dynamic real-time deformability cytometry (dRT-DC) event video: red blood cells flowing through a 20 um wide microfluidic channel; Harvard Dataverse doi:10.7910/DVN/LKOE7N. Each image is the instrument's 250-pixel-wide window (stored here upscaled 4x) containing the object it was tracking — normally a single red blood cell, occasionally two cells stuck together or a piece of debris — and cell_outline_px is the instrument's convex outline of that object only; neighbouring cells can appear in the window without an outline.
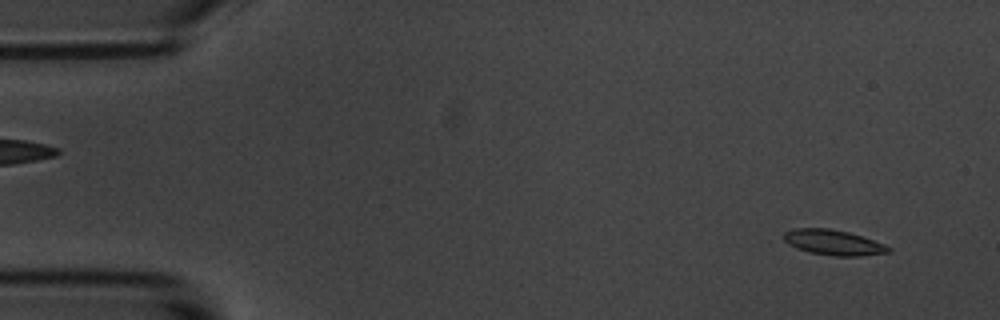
{"species": "common noctule bat (a hibernating species)", "species_latin": "Nyctalus noctula", "temperature_condition": "room temperature", "stored_images_in_passage": 4, "camera_frame_rate_fps": 3000, "um_per_image_px": 0.085, "animal": {"sex": "male", "body_mass_g": 20.1, "forearm_length_mm": 53.5}, "frame": {"image": 1, "passage_image": 1, "time_ms": 0.0, "image_size_px": [1000, 320], "cell_outline_px": [[892, 252], [860, 256], [832, 256], [808, 252], [796, 248], [788, 244], [784, 240], [784, 232], [796, 228], [828, 228], [848, 232], [884, 244], [892, 248]], "centroid_in_image_um": [70.83, 20.62], "position_along_channel_um": 14.2, "area_um2": 15.43}}
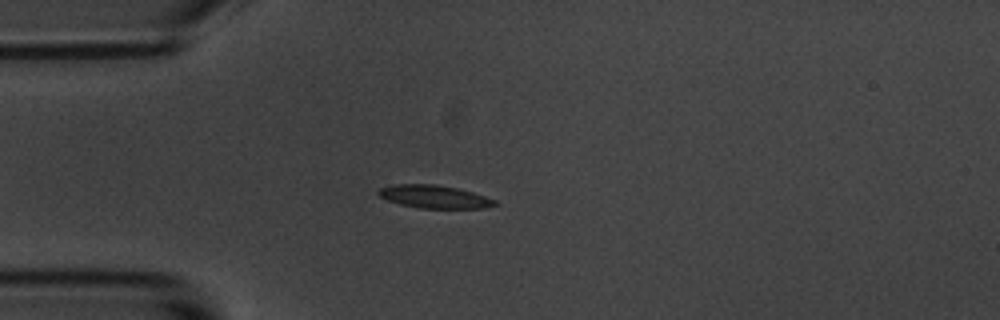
{"frame": {"image": 2, "passage_image": 4, "time_ms": 3.667, "image_size_px": [1000, 320], "cell_outline_px": [[496, 204], [480, 208], [420, 208], [400, 204], [388, 200], [380, 196], [376, 192], [380, 188], [392, 184], [436, 184], [456, 188], [472, 192], [496, 200]], "centroid_in_image_um": [36.86, 16.71], "position_along_channel_um": 48.1, "area_um2": 15.37}}